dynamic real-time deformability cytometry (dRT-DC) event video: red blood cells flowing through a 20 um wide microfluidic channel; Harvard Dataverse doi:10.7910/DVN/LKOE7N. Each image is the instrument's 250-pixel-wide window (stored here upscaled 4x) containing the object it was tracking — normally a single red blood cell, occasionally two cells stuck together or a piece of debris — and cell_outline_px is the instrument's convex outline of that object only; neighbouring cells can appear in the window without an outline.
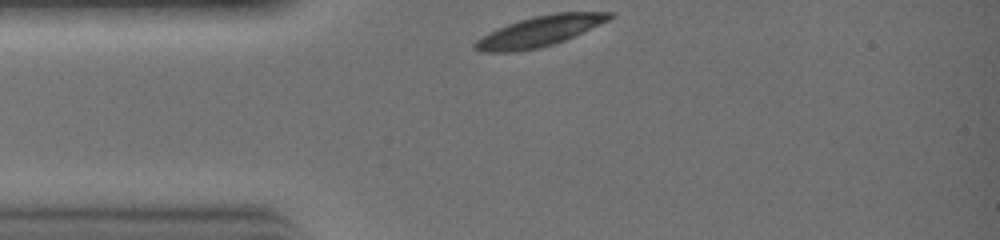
{"species": "common noctule bat (a hibernating species)", "species_latin": "Nyctalus noctula", "temperature_condition": "warm", "stored_images_in_passage": 3, "camera_frame_rate_fps": 3000, "um_per_image_px": 0.085, "animal": {"sex": "female", "body_mass_g": 19.0, "forearm_length_mm": 51.5}, "frame": {"image": 1, "passage_image": 1, "time_ms": 0.0, "image_size_px": [1000, 240], "cell_outline_px": [[616, 16], [608, 20], [564, 40], [552, 44], [536, 48], [516, 52], [480, 52], [472, 48], [472, 44], [476, 40], [488, 32], [508, 24], [532, 16], [556, 12], [616, 12]], "centroid_in_image_um": [45.83, 2.65], "position_along_channel_um": 39.2, "area_um2": 23.7}}